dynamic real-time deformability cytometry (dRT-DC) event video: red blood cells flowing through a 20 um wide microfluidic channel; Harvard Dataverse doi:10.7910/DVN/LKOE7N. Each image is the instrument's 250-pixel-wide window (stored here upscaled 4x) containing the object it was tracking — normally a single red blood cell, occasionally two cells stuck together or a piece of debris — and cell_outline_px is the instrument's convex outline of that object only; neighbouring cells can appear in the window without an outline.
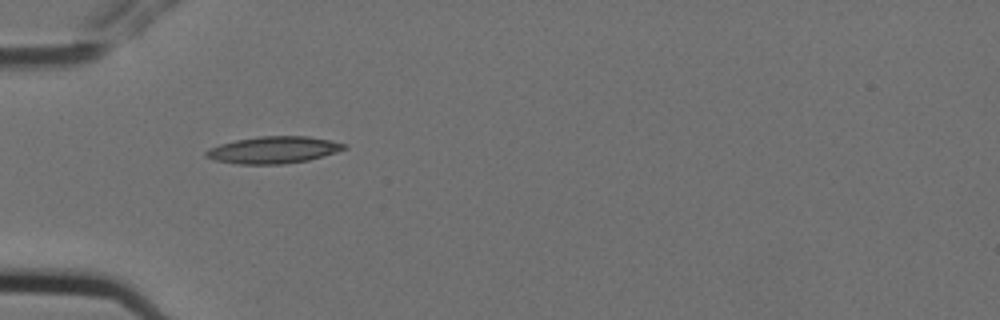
{"species": "Egyptian fruit bat (a non-hibernating species)", "species_latin": "Rousettus aegyptiacus", "temperature_condition": "cold", "stored_images_in_passage": 1, "camera_frame_rate_fps": 3000, "um_per_image_px": 0.085, "animal": {"sex": "female"}, "frame": {"image": 1, "passage_image": 1, "time_ms": 0.0, "image_size_px": [1000, 320], "cell_outline_px": [[348, 148], [324, 156], [308, 160], [284, 164], [236, 164], [216, 160], [204, 156], [204, 152], [208, 148], [220, 144], [236, 140], [260, 136], [308, 136], [348, 144]], "centroid_in_image_um": [23.25, 12.74], "position_along_channel_um": 61.8, "area_um2": 21.73}}